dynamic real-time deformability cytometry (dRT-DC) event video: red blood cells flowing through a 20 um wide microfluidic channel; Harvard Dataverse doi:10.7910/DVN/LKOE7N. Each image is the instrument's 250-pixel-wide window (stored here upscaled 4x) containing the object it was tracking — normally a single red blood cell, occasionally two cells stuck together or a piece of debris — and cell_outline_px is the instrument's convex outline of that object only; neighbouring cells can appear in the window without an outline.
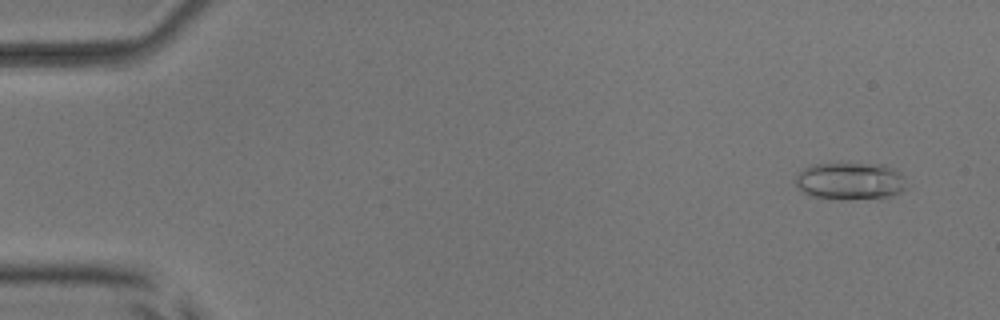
{"species": "common noctule bat (a hibernating species)", "species_latin": "Nyctalus noctula", "temperature_condition": "room temperature", "stored_images_in_passage": 55, "camera_frame_rate_fps": 3000, "um_per_image_px": 0.085, "animal": {"sex": "male", "body_mass_g": 17.9, "forearm_length_mm": 54.2}, "frame": {"image": 1, "passage_image": 4, "time_ms": 1.0, "image_size_px": [1000, 320], "cell_outline_px": [[904, 188], [900, 192], [892, 196], [852, 200], [828, 200], [808, 196], [796, 184], [796, 172], [812, 164], [840, 160], [884, 164], [900, 172], [904, 176]], "centroid_in_image_um": [72.21, 15.35], "position_along_channel_um": 12.8, "area_um2": 25.55}}
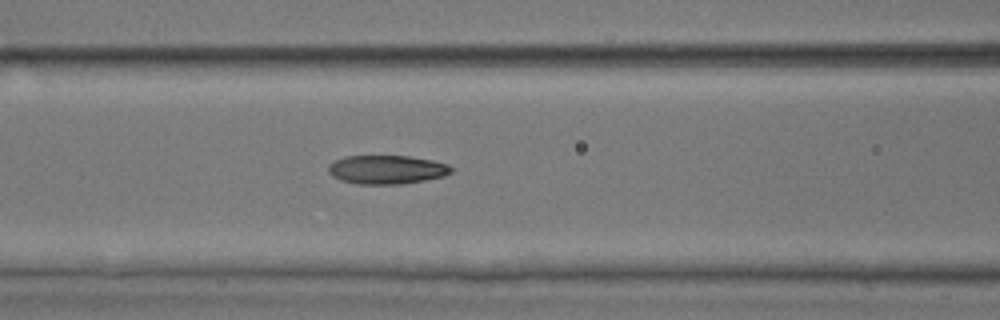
{"frame": {"image": 2, "passage_image": 24, "time_ms": 7.667, "image_size_px": [1000, 320], "cell_outline_px": [[456, 168], [452, 172], [444, 176], [424, 180], [400, 184], [356, 184], [340, 180], [332, 176], [328, 172], [328, 164], [344, 156], [408, 156], [432, 160], [448, 164]], "centroid_in_image_um": [32.88, 14.41], "position_along_channel_um": 133.7, "area_um2": 20.75}}
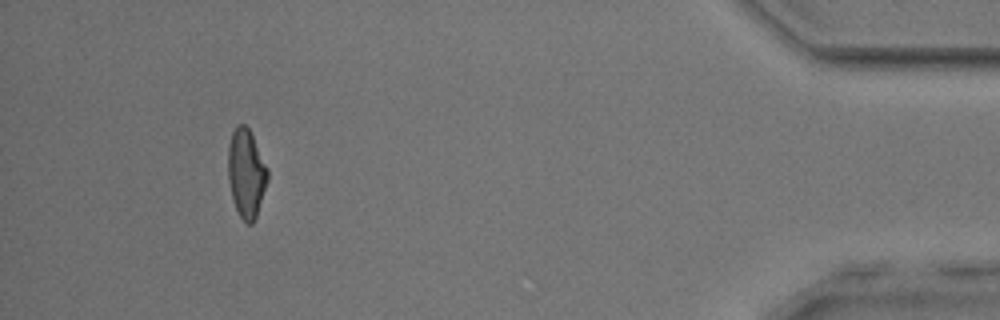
{"frame": {"image": 3, "passage_image": 51, "time_ms": 16.667, "image_size_px": [1000, 320], "cell_outline_px": [[268, 180], [256, 216], [252, 224], [248, 224], [240, 216], [236, 208], [232, 196], [228, 180], [228, 144], [232, 132], [236, 124], [244, 124], [248, 128], [268, 168]], "centroid_in_image_um": [20.92, 14.7], "position_along_channel_um": 414.3, "area_um2": 20.23}, "authors_computed_cell_mechanics": {"area_um2": 20.6346, "velocity_mm_per_s": 3.8152, "shape_relaxation_time_tau1_ms": 9.9789, "shape_relaxation_time_tau2_ms": 1.8011, "deformation_change_tau1": 0.2626, "deformation_change_tau2": 0.0868}}